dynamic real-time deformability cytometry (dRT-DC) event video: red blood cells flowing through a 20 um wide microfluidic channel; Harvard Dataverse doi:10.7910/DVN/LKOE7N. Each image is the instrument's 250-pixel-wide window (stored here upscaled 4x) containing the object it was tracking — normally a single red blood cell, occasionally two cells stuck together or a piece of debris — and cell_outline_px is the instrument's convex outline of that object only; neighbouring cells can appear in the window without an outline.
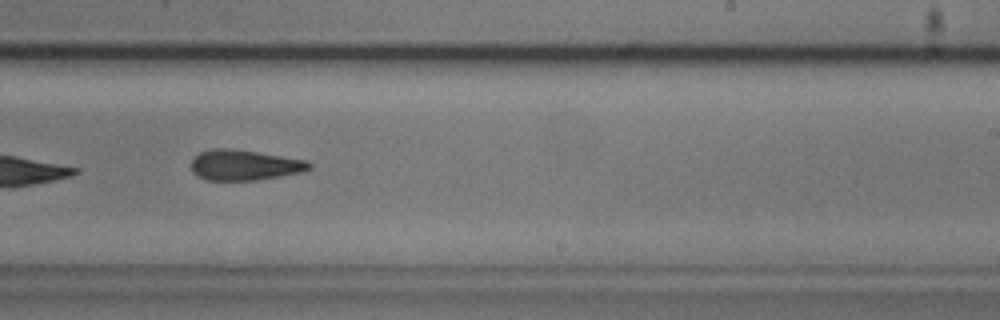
{"species": "common noctule bat (a hibernating species)", "species_latin": "Nyctalus noctula", "temperature_condition": "cold", "stored_images_in_passage": 9, "camera_frame_rate_fps": 3000, "um_per_image_px": 0.085, "animal": {"sex": "male", "body_mass_g": 20.5, "forearm_length_mm": 52.5}, "frame": {"image": 1, "passage_image": 9, "time_ms": 10.333, "image_size_px": [1000, 320], "cell_outline_px": [[312, 168], [304, 172], [256, 180], [204, 180], [192, 172], [192, 160], [200, 152], [212, 148], [232, 148], [308, 160], [312, 164]], "centroid_in_image_um": [20.8, 14.03], "position_along_channel_um": 268.2, "area_um2": 21.1}}